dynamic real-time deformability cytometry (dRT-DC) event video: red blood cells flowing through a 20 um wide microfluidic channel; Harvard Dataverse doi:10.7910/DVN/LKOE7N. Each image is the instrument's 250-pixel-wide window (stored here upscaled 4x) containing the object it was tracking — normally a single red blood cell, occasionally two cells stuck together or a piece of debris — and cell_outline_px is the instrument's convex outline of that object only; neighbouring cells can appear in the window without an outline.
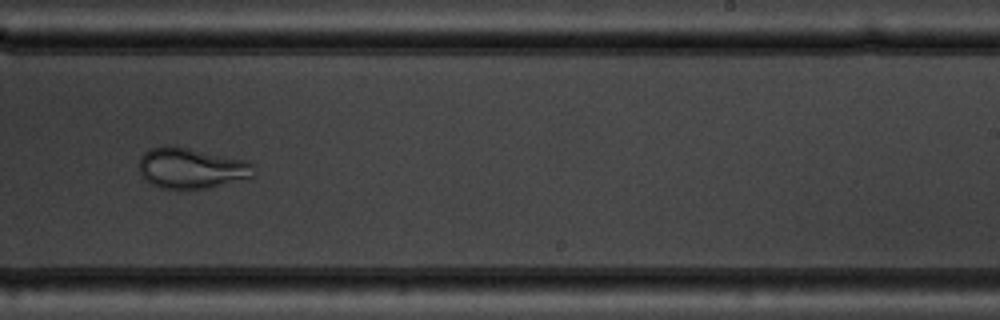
{"species": "common noctule bat (a hibernating species)", "species_latin": "Nyctalus noctula", "temperature_condition": "warm", "stored_images_in_passage": 14, "camera_frame_rate_fps": 3000, "um_per_image_px": 0.085, "animal": {"sex": "male", "body_mass_g": 19.5, "forearm_length_mm": 54.6}, "frame": {"image": 1, "passage_image": 10, "time_ms": 11.0, "image_size_px": [1000, 320], "cell_outline_px": [[252, 176], [212, 188], [180, 192], [176, 192], [160, 188], [152, 184], [140, 172], [140, 160], [144, 152], [152, 148], [164, 144], [168, 144], [248, 160], [252, 164]], "centroid_in_image_um": [16.24, 14.33], "position_along_channel_um": 272.8, "area_um2": 27.69}}